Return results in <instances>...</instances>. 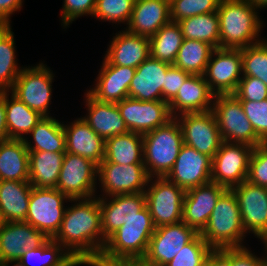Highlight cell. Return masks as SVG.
<instances>
[{
    "label": "cell",
    "instance_id": "obj_1",
    "mask_svg": "<svg viewBox=\"0 0 267 266\" xmlns=\"http://www.w3.org/2000/svg\"><path fill=\"white\" fill-rule=\"evenodd\" d=\"M61 226L52 238L60 243L80 265L92 266L106 241L102 230L99 197L70 199Z\"/></svg>",
    "mask_w": 267,
    "mask_h": 266
},
{
    "label": "cell",
    "instance_id": "obj_2",
    "mask_svg": "<svg viewBox=\"0 0 267 266\" xmlns=\"http://www.w3.org/2000/svg\"><path fill=\"white\" fill-rule=\"evenodd\" d=\"M154 231L152 217L145 206L106 240L98 260L92 266L141 262Z\"/></svg>",
    "mask_w": 267,
    "mask_h": 266
},
{
    "label": "cell",
    "instance_id": "obj_3",
    "mask_svg": "<svg viewBox=\"0 0 267 266\" xmlns=\"http://www.w3.org/2000/svg\"><path fill=\"white\" fill-rule=\"evenodd\" d=\"M259 10L247 0H220L217 10L220 48L242 49L262 41L264 21Z\"/></svg>",
    "mask_w": 267,
    "mask_h": 266
},
{
    "label": "cell",
    "instance_id": "obj_4",
    "mask_svg": "<svg viewBox=\"0 0 267 266\" xmlns=\"http://www.w3.org/2000/svg\"><path fill=\"white\" fill-rule=\"evenodd\" d=\"M246 234L237 198L232 190H226L218 199L200 235L213 250H218L244 247Z\"/></svg>",
    "mask_w": 267,
    "mask_h": 266
},
{
    "label": "cell",
    "instance_id": "obj_5",
    "mask_svg": "<svg viewBox=\"0 0 267 266\" xmlns=\"http://www.w3.org/2000/svg\"><path fill=\"white\" fill-rule=\"evenodd\" d=\"M183 144L181 127L175 117L165 125L143 134V160L148 176L166 177Z\"/></svg>",
    "mask_w": 267,
    "mask_h": 266
},
{
    "label": "cell",
    "instance_id": "obj_6",
    "mask_svg": "<svg viewBox=\"0 0 267 266\" xmlns=\"http://www.w3.org/2000/svg\"><path fill=\"white\" fill-rule=\"evenodd\" d=\"M212 112L223 141L252 147L264 144L247 119L240 100L234 94L215 95Z\"/></svg>",
    "mask_w": 267,
    "mask_h": 266
},
{
    "label": "cell",
    "instance_id": "obj_7",
    "mask_svg": "<svg viewBox=\"0 0 267 266\" xmlns=\"http://www.w3.org/2000/svg\"><path fill=\"white\" fill-rule=\"evenodd\" d=\"M185 192L166 177L149 178L144 194L155 228L182 221Z\"/></svg>",
    "mask_w": 267,
    "mask_h": 266
},
{
    "label": "cell",
    "instance_id": "obj_8",
    "mask_svg": "<svg viewBox=\"0 0 267 266\" xmlns=\"http://www.w3.org/2000/svg\"><path fill=\"white\" fill-rule=\"evenodd\" d=\"M53 80V71L42 62L24 66L10 93L43 117H50Z\"/></svg>",
    "mask_w": 267,
    "mask_h": 266
},
{
    "label": "cell",
    "instance_id": "obj_9",
    "mask_svg": "<svg viewBox=\"0 0 267 266\" xmlns=\"http://www.w3.org/2000/svg\"><path fill=\"white\" fill-rule=\"evenodd\" d=\"M65 202H70V198L56 188L32 187L25 221L53 238L64 218Z\"/></svg>",
    "mask_w": 267,
    "mask_h": 266
},
{
    "label": "cell",
    "instance_id": "obj_10",
    "mask_svg": "<svg viewBox=\"0 0 267 266\" xmlns=\"http://www.w3.org/2000/svg\"><path fill=\"white\" fill-rule=\"evenodd\" d=\"M253 149L246 144L223 141L212 158L211 181L227 190L246 181Z\"/></svg>",
    "mask_w": 267,
    "mask_h": 266
},
{
    "label": "cell",
    "instance_id": "obj_11",
    "mask_svg": "<svg viewBox=\"0 0 267 266\" xmlns=\"http://www.w3.org/2000/svg\"><path fill=\"white\" fill-rule=\"evenodd\" d=\"M98 165L65 152L56 189L70 199L91 198L97 193Z\"/></svg>",
    "mask_w": 267,
    "mask_h": 266
},
{
    "label": "cell",
    "instance_id": "obj_12",
    "mask_svg": "<svg viewBox=\"0 0 267 266\" xmlns=\"http://www.w3.org/2000/svg\"><path fill=\"white\" fill-rule=\"evenodd\" d=\"M175 118L180 124L184 144L213 158L223 139L212 110L184 113Z\"/></svg>",
    "mask_w": 267,
    "mask_h": 266
},
{
    "label": "cell",
    "instance_id": "obj_13",
    "mask_svg": "<svg viewBox=\"0 0 267 266\" xmlns=\"http://www.w3.org/2000/svg\"><path fill=\"white\" fill-rule=\"evenodd\" d=\"M203 76L215 95L234 94L243 77L241 49L216 48Z\"/></svg>",
    "mask_w": 267,
    "mask_h": 266
},
{
    "label": "cell",
    "instance_id": "obj_14",
    "mask_svg": "<svg viewBox=\"0 0 267 266\" xmlns=\"http://www.w3.org/2000/svg\"><path fill=\"white\" fill-rule=\"evenodd\" d=\"M144 164L119 165L117 163H100L98 181L101 193L99 197L116 194L144 193L149 181Z\"/></svg>",
    "mask_w": 267,
    "mask_h": 266
},
{
    "label": "cell",
    "instance_id": "obj_15",
    "mask_svg": "<svg viewBox=\"0 0 267 266\" xmlns=\"http://www.w3.org/2000/svg\"><path fill=\"white\" fill-rule=\"evenodd\" d=\"M197 234L183 221L155 228L141 263L144 266H165Z\"/></svg>",
    "mask_w": 267,
    "mask_h": 266
},
{
    "label": "cell",
    "instance_id": "obj_16",
    "mask_svg": "<svg viewBox=\"0 0 267 266\" xmlns=\"http://www.w3.org/2000/svg\"><path fill=\"white\" fill-rule=\"evenodd\" d=\"M116 104L128 130L142 135L173 118L169 104L163 100L141 101L126 97Z\"/></svg>",
    "mask_w": 267,
    "mask_h": 266
},
{
    "label": "cell",
    "instance_id": "obj_17",
    "mask_svg": "<svg viewBox=\"0 0 267 266\" xmlns=\"http://www.w3.org/2000/svg\"><path fill=\"white\" fill-rule=\"evenodd\" d=\"M231 190L237 198L245 232L267 239V188L246 180Z\"/></svg>",
    "mask_w": 267,
    "mask_h": 266
},
{
    "label": "cell",
    "instance_id": "obj_18",
    "mask_svg": "<svg viewBox=\"0 0 267 266\" xmlns=\"http://www.w3.org/2000/svg\"><path fill=\"white\" fill-rule=\"evenodd\" d=\"M212 158L183 144L166 178L185 191L211 181Z\"/></svg>",
    "mask_w": 267,
    "mask_h": 266
},
{
    "label": "cell",
    "instance_id": "obj_19",
    "mask_svg": "<svg viewBox=\"0 0 267 266\" xmlns=\"http://www.w3.org/2000/svg\"><path fill=\"white\" fill-rule=\"evenodd\" d=\"M227 189L215 182H208L185 192L182 221L201 233L206 227L220 196Z\"/></svg>",
    "mask_w": 267,
    "mask_h": 266
},
{
    "label": "cell",
    "instance_id": "obj_20",
    "mask_svg": "<svg viewBox=\"0 0 267 266\" xmlns=\"http://www.w3.org/2000/svg\"><path fill=\"white\" fill-rule=\"evenodd\" d=\"M49 238L26 221L0 226V262L19 260L25 250L38 248Z\"/></svg>",
    "mask_w": 267,
    "mask_h": 266
},
{
    "label": "cell",
    "instance_id": "obj_21",
    "mask_svg": "<svg viewBox=\"0 0 267 266\" xmlns=\"http://www.w3.org/2000/svg\"><path fill=\"white\" fill-rule=\"evenodd\" d=\"M145 206L146 197L144 193L99 197L104 240L106 241L128 219L137 216Z\"/></svg>",
    "mask_w": 267,
    "mask_h": 266
},
{
    "label": "cell",
    "instance_id": "obj_22",
    "mask_svg": "<svg viewBox=\"0 0 267 266\" xmlns=\"http://www.w3.org/2000/svg\"><path fill=\"white\" fill-rule=\"evenodd\" d=\"M136 68L109 64L104 58L99 74L90 90L86 91L97 101L118 103L128 97L129 86Z\"/></svg>",
    "mask_w": 267,
    "mask_h": 266
},
{
    "label": "cell",
    "instance_id": "obj_23",
    "mask_svg": "<svg viewBox=\"0 0 267 266\" xmlns=\"http://www.w3.org/2000/svg\"><path fill=\"white\" fill-rule=\"evenodd\" d=\"M170 65L149 56L136 68L128 97L141 101H165V77Z\"/></svg>",
    "mask_w": 267,
    "mask_h": 266
},
{
    "label": "cell",
    "instance_id": "obj_24",
    "mask_svg": "<svg viewBox=\"0 0 267 266\" xmlns=\"http://www.w3.org/2000/svg\"><path fill=\"white\" fill-rule=\"evenodd\" d=\"M123 29L112 37L104 59L112 65L137 68L150 56V40Z\"/></svg>",
    "mask_w": 267,
    "mask_h": 266
},
{
    "label": "cell",
    "instance_id": "obj_25",
    "mask_svg": "<svg viewBox=\"0 0 267 266\" xmlns=\"http://www.w3.org/2000/svg\"><path fill=\"white\" fill-rule=\"evenodd\" d=\"M215 94L203 75H190L169 103L172 117L184 113L206 112L212 110Z\"/></svg>",
    "mask_w": 267,
    "mask_h": 266
},
{
    "label": "cell",
    "instance_id": "obj_26",
    "mask_svg": "<svg viewBox=\"0 0 267 266\" xmlns=\"http://www.w3.org/2000/svg\"><path fill=\"white\" fill-rule=\"evenodd\" d=\"M170 22L168 0H135L130 21L125 29L150 39Z\"/></svg>",
    "mask_w": 267,
    "mask_h": 266
},
{
    "label": "cell",
    "instance_id": "obj_27",
    "mask_svg": "<svg viewBox=\"0 0 267 266\" xmlns=\"http://www.w3.org/2000/svg\"><path fill=\"white\" fill-rule=\"evenodd\" d=\"M63 129L67 153L82 156L97 165L104 160L105 139L95 133L82 116L70 124L63 123Z\"/></svg>",
    "mask_w": 267,
    "mask_h": 266
},
{
    "label": "cell",
    "instance_id": "obj_28",
    "mask_svg": "<svg viewBox=\"0 0 267 266\" xmlns=\"http://www.w3.org/2000/svg\"><path fill=\"white\" fill-rule=\"evenodd\" d=\"M84 94L88 113L82 119L95 133L106 140L129 132L116 103L97 101L87 91Z\"/></svg>",
    "mask_w": 267,
    "mask_h": 266
},
{
    "label": "cell",
    "instance_id": "obj_29",
    "mask_svg": "<svg viewBox=\"0 0 267 266\" xmlns=\"http://www.w3.org/2000/svg\"><path fill=\"white\" fill-rule=\"evenodd\" d=\"M31 190L29 181L0 180V212L4 222L26 220Z\"/></svg>",
    "mask_w": 267,
    "mask_h": 266
},
{
    "label": "cell",
    "instance_id": "obj_30",
    "mask_svg": "<svg viewBox=\"0 0 267 266\" xmlns=\"http://www.w3.org/2000/svg\"><path fill=\"white\" fill-rule=\"evenodd\" d=\"M0 180L29 181V151L24 140L0 143Z\"/></svg>",
    "mask_w": 267,
    "mask_h": 266
},
{
    "label": "cell",
    "instance_id": "obj_31",
    "mask_svg": "<svg viewBox=\"0 0 267 266\" xmlns=\"http://www.w3.org/2000/svg\"><path fill=\"white\" fill-rule=\"evenodd\" d=\"M101 163L119 165L144 164L143 135L128 132L105 140V155Z\"/></svg>",
    "mask_w": 267,
    "mask_h": 266
},
{
    "label": "cell",
    "instance_id": "obj_32",
    "mask_svg": "<svg viewBox=\"0 0 267 266\" xmlns=\"http://www.w3.org/2000/svg\"><path fill=\"white\" fill-rule=\"evenodd\" d=\"M28 135L34 141L31 143L28 137L24 139L28 151L66 152L63 122L55 117H43Z\"/></svg>",
    "mask_w": 267,
    "mask_h": 266
},
{
    "label": "cell",
    "instance_id": "obj_33",
    "mask_svg": "<svg viewBox=\"0 0 267 266\" xmlns=\"http://www.w3.org/2000/svg\"><path fill=\"white\" fill-rule=\"evenodd\" d=\"M65 153L29 151V182L32 187L56 188Z\"/></svg>",
    "mask_w": 267,
    "mask_h": 266
},
{
    "label": "cell",
    "instance_id": "obj_34",
    "mask_svg": "<svg viewBox=\"0 0 267 266\" xmlns=\"http://www.w3.org/2000/svg\"><path fill=\"white\" fill-rule=\"evenodd\" d=\"M10 91H5L6 123L9 139L24 140L36 124L43 118L30 109Z\"/></svg>",
    "mask_w": 267,
    "mask_h": 266
},
{
    "label": "cell",
    "instance_id": "obj_35",
    "mask_svg": "<svg viewBox=\"0 0 267 266\" xmlns=\"http://www.w3.org/2000/svg\"><path fill=\"white\" fill-rule=\"evenodd\" d=\"M14 32L0 24V91H10L24 67L18 66Z\"/></svg>",
    "mask_w": 267,
    "mask_h": 266
},
{
    "label": "cell",
    "instance_id": "obj_36",
    "mask_svg": "<svg viewBox=\"0 0 267 266\" xmlns=\"http://www.w3.org/2000/svg\"><path fill=\"white\" fill-rule=\"evenodd\" d=\"M184 39L206 42L220 48L219 16L216 12L195 15L178 22Z\"/></svg>",
    "mask_w": 267,
    "mask_h": 266
},
{
    "label": "cell",
    "instance_id": "obj_37",
    "mask_svg": "<svg viewBox=\"0 0 267 266\" xmlns=\"http://www.w3.org/2000/svg\"><path fill=\"white\" fill-rule=\"evenodd\" d=\"M214 50L206 42L184 39L173 65L191 75H203Z\"/></svg>",
    "mask_w": 267,
    "mask_h": 266
},
{
    "label": "cell",
    "instance_id": "obj_38",
    "mask_svg": "<svg viewBox=\"0 0 267 266\" xmlns=\"http://www.w3.org/2000/svg\"><path fill=\"white\" fill-rule=\"evenodd\" d=\"M18 261L23 266H31L30 263L36 262H39V266H80L75 258L52 238L38 248L25 250Z\"/></svg>",
    "mask_w": 267,
    "mask_h": 266
},
{
    "label": "cell",
    "instance_id": "obj_39",
    "mask_svg": "<svg viewBox=\"0 0 267 266\" xmlns=\"http://www.w3.org/2000/svg\"><path fill=\"white\" fill-rule=\"evenodd\" d=\"M149 40L150 56L153 59L174 64L184 37L180 25L175 22H170L164 25Z\"/></svg>",
    "mask_w": 267,
    "mask_h": 266
},
{
    "label": "cell",
    "instance_id": "obj_40",
    "mask_svg": "<svg viewBox=\"0 0 267 266\" xmlns=\"http://www.w3.org/2000/svg\"><path fill=\"white\" fill-rule=\"evenodd\" d=\"M243 76H252L267 86V40L241 49Z\"/></svg>",
    "mask_w": 267,
    "mask_h": 266
},
{
    "label": "cell",
    "instance_id": "obj_41",
    "mask_svg": "<svg viewBox=\"0 0 267 266\" xmlns=\"http://www.w3.org/2000/svg\"><path fill=\"white\" fill-rule=\"evenodd\" d=\"M135 0H96L92 17L95 19L128 25Z\"/></svg>",
    "mask_w": 267,
    "mask_h": 266
},
{
    "label": "cell",
    "instance_id": "obj_42",
    "mask_svg": "<svg viewBox=\"0 0 267 266\" xmlns=\"http://www.w3.org/2000/svg\"><path fill=\"white\" fill-rule=\"evenodd\" d=\"M213 249L198 233L165 266H201Z\"/></svg>",
    "mask_w": 267,
    "mask_h": 266
},
{
    "label": "cell",
    "instance_id": "obj_43",
    "mask_svg": "<svg viewBox=\"0 0 267 266\" xmlns=\"http://www.w3.org/2000/svg\"><path fill=\"white\" fill-rule=\"evenodd\" d=\"M219 2L220 0H171V22L178 23L195 15L216 12Z\"/></svg>",
    "mask_w": 267,
    "mask_h": 266
},
{
    "label": "cell",
    "instance_id": "obj_44",
    "mask_svg": "<svg viewBox=\"0 0 267 266\" xmlns=\"http://www.w3.org/2000/svg\"><path fill=\"white\" fill-rule=\"evenodd\" d=\"M247 116L252 124L257 136L267 143V99L258 101H240Z\"/></svg>",
    "mask_w": 267,
    "mask_h": 266
},
{
    "label": "cell",
    "instance_id": "obj_45",
    "mask_svg": "<svg viewBox=\"0 0 267 266\" xmlns=\"http://www.w3.org/2000/svg\"><path fill=\"white\" fill-rule=\"evenodd\" d=\"M247 181L267 188V143L254 147L249 162Z\"/></svg>",
    "mask_w": 267,
    "mask_h": 266
},
{
    "label": "cell",
    "instance_id": "obj_46",
    "mask_svg": "<svg viewBox=\"0 0 267 266\" xmlns=\"http://www.w3.org/2000/svg\"><path fill=\"white\" fill-rule=\"evenodd\" d=\"M234 95L240 101H258L267 99V86L258 78L243 76Z\"/></svg>",
    "mask_w": 267,
    "mask_h": 266
},
{
    "label": "cell",
    "instance_id": "obj_47",
    "mask_svg": "<svg viewBox=\"0 0 267 266\" xmlns=\"http://www.w3.org/2000/svg\"><path fill=\"white\" fill-rule=\"evenodd\" d=\"M223 266H265V258L256 256L246 246L223 248Z\"/></svg>",
    "mask_w": 267,
    "mask_h": 266
},
{
    "label": "cell",
    "instance_id": "obj_48",
    "mask_svg": "<svg viewBox=\"0 0 267 266\" xmlns=\"http://www.w3.org/2000/svg\"><path fill=\"white\" fill-rule=\"evenodd\" d=\"M96 0H64L61 10V21L67 29L77 18L93 15Z\"/></svg>",
    "mask_w": 267,
    "mask_h": 266
},
{
    "label": "cell",
    "instance_id": "obj_49",
    "mask_svg": "<svg viewBox=\"0 0 267 266\" xmlns=\"http://www.w3.org/2000/svg\"><path fill=\"white\" fill-rule=\"evenodd\" d=\"M190 75L173 64L169 66L165 77V102L169 104L176 97L178 90Z\"/></svg>",
    "mask_w": 267,
    "mask_h": 266
},
{
    "label": "cell",
    "instance_id": "obj_50",
    "mask_svg": "<svg viewBox=\"0 0 267 266\" xmlns=\"http://www.w3.org/2000/svg\"><path fill=\"white\" fill-rule=\"evenodd\" d=\"M23 2V0H0V24L10 25L12 14L21 10Z\"/></svg>",
    "mask_w": 267,
    "mask_h": 266
},
{
    "label": "cell",
    "instance_id": "obj_51",
    "mask_svg": "<svg viewBox=\"0 0 267 266\" xmlns=\"http://www.w3.org/2000/svg\"><path fill=\"white\" fill-rule=\"evenodd\" d=\"M9 139L6 123L5 91H0V143Z\"/></svg>",
    "mask_w": 267,
    "mask_h": 266
},
{
    "label": "cell",
    "instance_id": "obj_52",
    "mask_svg": "<svg viewBox=\"0 0 267 266\" xmlns=\"http://www.w3.org/2000/svg\"><path fill=\"white\" fill-rule=\"evenodd\" d=\"M201 266H223V248L213 250Z\"/></svg>",
    "mask_w": 267,
    "mask_h": 266
},
{
    "label": "cell",
    "instance_id": "obj_53",
    "mask_svg": "<svg viewBox=\"0 0 267 266\" xmlns=\"http://www.w3.org/2000/svg\"><path fill=\"white\" fill-rule=\"evenodd\" d=\"M247 1H249L255 7L259 8L260 11L261 9H264L267 7V0H247Z\"/></svg>",
    "mask_w": 267,
    "mask_h": 266
},
{
    "label": "cell",
    "instance_id": "obj_54",
    "mask_svg": "<svg viewBox=\"0 0 267 266\" xmlns=\"http://www.w3.org/2000/svg\"><path fill=\"white\" fill-rule=\"evenodd\" d=\"M10 263L14 264L13 266H23L18 260L0 262V266H9Z\"/></svg>",
    "mask_w": 267,
    "mask_h": 266
},
{
    "label": "cell",
    "instance_id": "obj_55",
    "mask_svg": "<svg viewBox=\"0 0 267 266\" xmlns=\"http://www.w3.org/2000/svg\"><path fill=\"white\" fill-rule=\"evenodd\" d=\"M110 266H144V265L141 262H132V263L112 264Z\"/></svg>",
    "mask_w": 267,
    "mask_h": 266
},
{
    "label": "cell",
    "instance_id": "obj_56",
    "mask_svg": "<svg viewBox=\"0 0 267 266\" xmlns=\"http://www.w3.org/2000/svg\"><path fill=\"white\" fill-rule=\"evenodd\" d=\"M263 243L262 244H264V251H265V255H264V258H265V266H267V239H264V240H261Z\"/></svg>",
    "mask_w": 267,
    "mask_h": 266
},
{
    "label": "cell",
    "instance_id": "obj_57",
    "mask_svg": "<svg viewBox=\"0 0 267 266\" xmlns=\"http://www.w3.org/2000/svg\"><path fill=\"white\" fill-rule=\"evenodd\" d=\"M3 218H2V216H1V212H0V226L3 224Z\"/></svg>",
    "mask_w": 267,
    "mask_h": 266
}]
</instances>
